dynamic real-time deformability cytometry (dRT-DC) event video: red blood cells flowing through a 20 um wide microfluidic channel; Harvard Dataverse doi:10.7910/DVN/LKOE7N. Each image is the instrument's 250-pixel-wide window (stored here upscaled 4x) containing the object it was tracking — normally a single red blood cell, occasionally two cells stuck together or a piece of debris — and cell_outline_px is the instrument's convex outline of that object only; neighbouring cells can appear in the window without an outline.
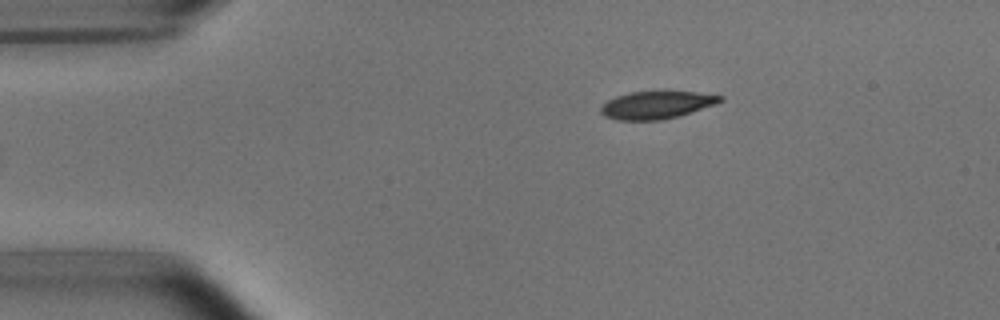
{"species": "common noctule bat (a hibernating species)", "species_latin": "Nyctalus noctula", "temperature_condition": "room temperature", "stored_images_in_passage": 40, "camera_frame_rate_fps": 3000, "um_per_image_px": 0.085, "animal": {"sex": "male", "body_mass_g": 15.6}, "frame": {"image": 1, "passage_image": 1, "time_ms": 0.0, "image_size_px": [1000, 320], "cell_outline_px": [[724, 100], [716, 104], [680, 116], [664, 120], [616, 120], [604, 116], [600, 112], [600, 108], [608, 100], [616, 96], [628, 92], [696, 92], [724, 96]], "centroid_in_image_um": [55.82, 8.93], "position_along_channel_um": 29.2, "area_um2": 19.25}}
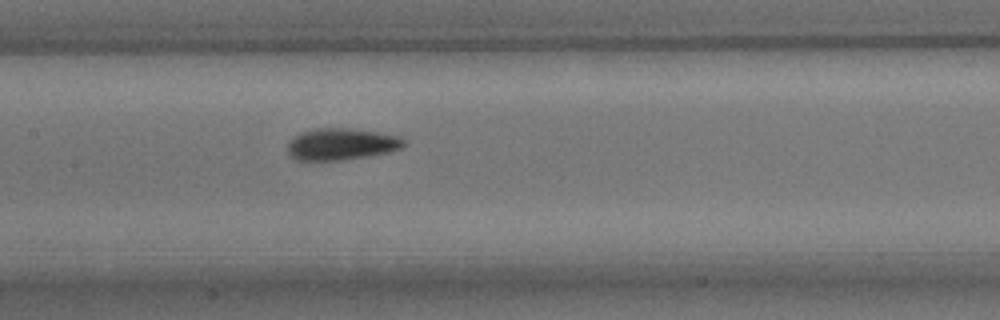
{"frame": {"image": 2, "passage_image": 17, "time_ms": 5.333, "image_size_px": [1000, 320], "cell_outline_px": [[408, 144], [400, 148], [388, 152], [368, 156], [344, 160], [296, 160], [288, 152], [288, 144], [300, 132], [316, 128], [352, 128], [400, 136], [408, 140]], "centroid_in_image_um": [29.07, 12.24], "position_along_channel_um": 178.3, "area_um2": 21.56}}
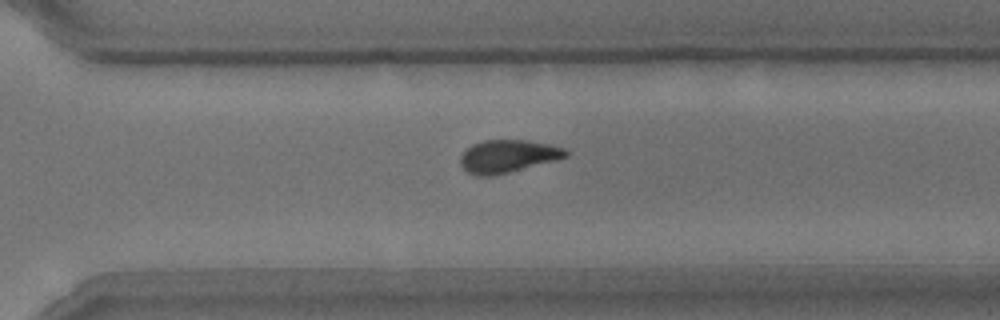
{"frame": {"image": 3, "passage_image": 29, "time_ms": 9.333, "image_size_px": [1000, 320], "cell_outline_px": [[568, 156], [560, 160], [492, 176], [476, 176], [468, 172], [460, 164], [460, 156], [472, 144], [484, 140], [528, 140], [548, 144], [564, 148], [568, 152]], "centroid_in_image_um": [43.19, 13.28], "position_along_channel_um": 327.4, "area_um2": 20.23}, "authors_computed_cell_mechanics": {"area_um2": 20.4323, "velocity_mm_per_s": 3.7308, "shape_relaxation_time_tau1_ms": 2.7655, "shape_relaxation_time_tau2_ms": 1.7676, "deformation_change_tau1": 0.1443, "deformation_change_tau2": 0.0863}}